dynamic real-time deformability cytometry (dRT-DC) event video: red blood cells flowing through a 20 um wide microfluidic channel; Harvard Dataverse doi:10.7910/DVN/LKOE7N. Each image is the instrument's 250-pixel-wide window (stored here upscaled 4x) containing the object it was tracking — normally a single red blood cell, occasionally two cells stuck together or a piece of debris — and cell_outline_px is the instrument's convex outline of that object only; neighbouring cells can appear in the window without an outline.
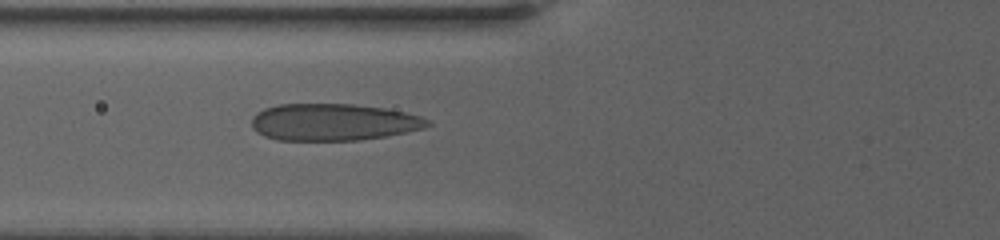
{"species": "human", "species_latin": "Homo sapiens", "temperature_condition": "warm", "stored_images_in_passage": 14, "camera_frame_rate_fps": 3000, "um_per_image_px": 0.085, "donor": {"sex": "female"}, "frame": {"image": 1, "passage_image": 14, "time_ms": 6.333, "image_size_px": [1000, 240], "cell_outline_px": [[432, 124], [424, 128], [408, 132], [388, 136], [360, 140], [276, 140], [264, 136], [256, 132], [252, 128], [252, 116], [256, 112], [264, 108], [276, 104], [352, 104], [384, 108], [404, 112], [420, 116], [432, 120]], "centroid_in_image_um": [28.34, 10.38], "position_along_channel_um": 97.5, "area_um2": 38.26}}